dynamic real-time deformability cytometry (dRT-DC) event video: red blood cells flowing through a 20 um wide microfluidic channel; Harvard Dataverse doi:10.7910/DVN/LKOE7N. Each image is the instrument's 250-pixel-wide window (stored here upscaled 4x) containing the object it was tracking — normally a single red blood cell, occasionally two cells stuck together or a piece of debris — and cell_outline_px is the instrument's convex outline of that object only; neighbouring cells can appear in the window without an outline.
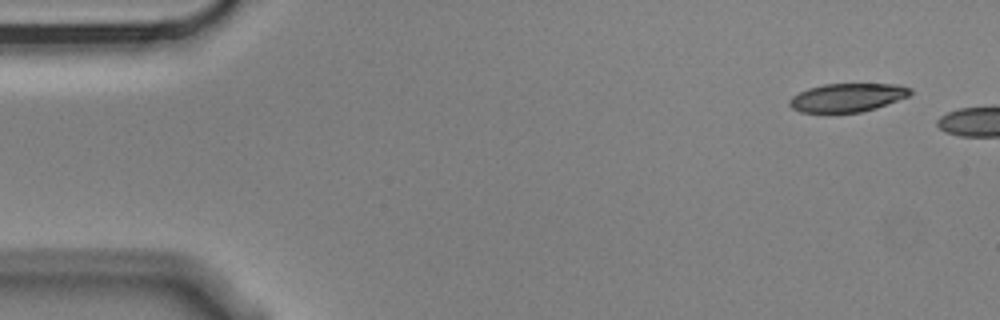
{"species": "Egyptian fruit bat (a non-hibernating species)", "species_latin": "Rousettus aegyptiacus", "temperature_condition": "cold", "stored_images_in_passage": 3, "camera_frame_rate_fps": 3000, "um_per_image_px": 0.085, "animal": {"sex": "male"}, "frame": {"image": 1, "passage_image": 1, "time_ms": 0.0, "image_size_px": [1000, 320], "cell_outline_px": [[912, 92], [908, 96], [876, 108], [860, 112], [800, 112], [792, 108], [788, 104], [788, 100], [792, 96], [808, 88], [824, 84], [900, 84], [912, 88]], "centroid_in_image_um": [72.02, 8.28], "position_along_channel_um": 13.0, "area_um2": 20.0}}